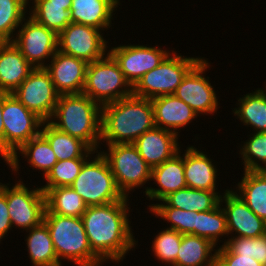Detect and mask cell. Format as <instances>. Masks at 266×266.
Instances as JSON below:
<instances>
[{"label": "cell", "instance_id": "cell-43", "mask_svg": "<svg viewBox=\"0 0 266 266\" xmlns=\"http://www.w3.org/2000/svg\"><path fill=\"white\" fill-rule=\"evenodd\" d=\"M52 3L58 4H72V0H50Z\"/></svg>", "mask_w": 266, "mask_h": 266}, {"label": "cell", "instance_id": "cell-9", "mask_svg": "<svg viewBox=\"0 0 266 266\" xmlns=\"http://www.w3.org/2000/svg\"><path fill=\"white\" fill-rule=\"evenodd\" d=\"M82 93L103 106L132 95L133 87L108 53L102 59L88 63Z\"/></svg>", "mask_w": 266, "mask_h": 266}, {"label": "cell", "instance_id": "cell-24", "mask_svg": "<svg viewBox=\"0 0 266 266\" xmlns=\"http://www.w3.org/2000/svg\"><path fill=\"white\" fill-rule=\"evenodd\" d=\"M34 67L12 41L0 42V91L12 94Z\"/></svg>", "mask_w": 266, "mask_h": 266}, {"label": "cell", "instance_id": "cell-42", "mask_svg": "<svg viewBox=\"0 0 266 266\" xmlns=\"http://www.w3.org/2000/svg\"><path fill=\"white\" fill-rule=\"evenodd\" d=\"M3 107H4V92L0 91V159L3 160L2 162L4 164V124L2 119Z\"/></svg>", "mask_w": 266, "mask_h": 266}, {"label": "cell", "instance_id": "cell-26", "mask_svg": "<svg viewBox=\"0 0 266 266\" xmlns=\"http://www.w3.org/2000/svg\"><path fill=\"white\" fill-rule=\"evenodd\" d=\"M239 182H232L231 189L247 206L266 222V171H242ZM233 186V188H232Z\"/></svg>", "mask_w": 266, "mask_h": 266}, {"label": "cell", "instance_id": "cell-40", "mask_svg": "<svg viewBox=\"0 0 266 266\" xmlns=\"http://www.w3.org/2000/svg\"><path fill=\"white\" fill-rule=\"evenodd\" d=\"M216 266H262L255 259L231 253L225 246L217 247Z\"/></svg>", "mask_w": 266, "mask_h": 266}, {"label": "cell", "instance_id": "cell-11", "mask_svg": "<svg viewBox=\"0 0 266 266\" xmlns=\"http://www.w3.org/2000/svg\"><path fill=\"white\" fill-rule=\"evenodd\" d=\"M212 63L205 56L186 74L174 95L189 105L200 118L201 116L215 117L221 103L219 94L211 78L207 76ZM211 67V68H210Z\"/></svg>", "mask_w": 266, "mask_h": 266}, {"label": "cell", "instance_id": "cell-5", "mask_svg": "<svg viewBox=\"0 0 266 266\" xmlns=\"http://www.w3.org/2000/svg\"><path fill=\"white\" fill-rule=\"evenodd\" d=\"M103 147L99 151L107 160L116 185L124 197L131 198L134 191L139 189H143L140 192L145 194L151 183V167L133 143L103 145Z\"/></svg>", "mask_w": 266, "mask_h": 266}, {"label": "cell", "instance_id": "cell-27", "mask_svg": "<svg viewBox=\"0 0 266 266\" xmlns=\"http://www.w3.org/2000/svg\"><path fill=\"white\" fill-rule=\"evenodd\" d=\"M24 241L31 266H63L58 258L46 223L25 231Z\"/></svg>", "mask_w": 266, "mask_h": 266}, {"label": "cell", "instance_id": "cell-39", "mask_svg": "<svg viewBox=\"0 0 266 266\" xmlns=\"http://www.w3.org/2000/svg\"><path fill=\"white\" fill-rule=\"evenodd\" d=\"M224 246L233 254L253 258L266 266V234L257 238L228 237Z\"/></svg>", "mask_w": 266, "mask_h": 266}, {"label": "cell", "instance_id": "cell-38", "mask_svg": "<svg viewBox=\"0 0 266 266\" xmlns=\"http://www.w3.org/2000/svg\"><path fill=\"white\" fill-rule=\"evenodd\" d=\"M163 228V229H162ZM159 228L160 231L154 234L151 249L153 258L155 261L158 260L160 262V266L162 265H171L174 264L177 255L179 252V248L182 241V234L177 232L176 230L168 229V228Z\"/></svg>", "mask_w": 266, "mask_h": 266}, {"label": "cell", "instance_id": "cell-30", "mask_svg": "<svg viewBox=\"0 0 266 266\" xmlns=\"http://www.w3.org/2000/svg\"><path fill=\"white\" fill-rule=\"evenodd\" d=\"M226 187L225 190L220 188V191L199 190L186 187L170 193L163 200L171 207L186 211H210L220 204L221 196L229 189V186Z\"/></svg>", "mask_w": 266, "mask_h": 266}, {"label": "cell", "instance_id": "cell-19", "mask_svg": "<svg viewBox=\"0 0 266 266\" xmlns=\"http://www.w3.org/2000/svg\"><path fill=\"white\" fill-rule=\"evenodd\" d=\"M88 63L80 58L57 51L45 69L49 72L59 95L82 93Z\"/></svg>", "mask_w": 266, "mask_h": 266}, {"label": "cell", "instance_id": "cell-22", "mask_svg": "<svg viewBox=\"0 0 266 266\" xmlns=\"http://www.w3.org/2000/svg\"><path fill=\"white\" fill-rule=\"evenodd\" d=\"M180 138L171 131L155 126L138 137L133 145L146 163L153 168L171 159L179 152L183 147L181 144H184Z\"/></svg>", "mask_w": 266, "mask_h": 266}, {"label": "cell", "instance_id": "cell-16", "mask_svg": "<svg viewBox=\"0 0 266 266\" xmlns=\"http://www.w3.org/2000/svg\"><path fill=\"white\" fill-rule=\"evenodd\" d=\"M229 237L257 238L266 234V222L259 218L231 187L221 196Z\"/></svg>", "mask_w": 266, "mask_h": 266}, {"label": "cell", "instance_id": "cell-15", "mask_svg": "<svg viewBox=\"0 0 266 266\" xmlns=\"http://www.w3.org/2000/svg\"><path fill=\"white\" fill-rule=\"evenodd\" d=\"M12 94L43 121L51 119L59 97L45 68H34Z\"/></svg>", "mask_w": 266, "mask_h": 266}, {"label": "cell", "instance_id": "cell-3", "mask_svg": "<svg viewBox=\"0 0 266 266\" xmlns=\"http://www.w3.org/2000/svg\"><path fill=\"white\" fill-rule=\"evenodd\" d=\"M102 106L84 93L59 95L49 122L62 132L99 151Z\"/></svg>", "mask_w": 266, "mask_h": 266}, {"label": "cell", "instance_id": "cell-28", "mask_svg": "<svg viewBox=\"0 0 266 266\" xmlns=\"http://www.w3.org/2000/svg\"><path fill=\"white\" fill-rule=\"evenodd\" d=\"M217 246L206 238L182 234V241L173 265L216 266Z\"/></svg>", "mask_w": 266, "mask_h": 266}, {"label": "cell", "instance_id": "cell-25", "mask_svg": "<svg viewBox=\"0 0 266 266\" xmlns=\"http://www.w3.org/2000/svg\"><path fill=\"white\" fill-rule=\"evenodd\" d=\"M266 81L263 87L251 90L240 97L236 98L235 106L232 109V114L235 117L234 121L240 122L244 129L250 128L247 132L261 133L266 132ZM265 87V88H264ZM242 124V125H241ZM252 129V131H251Z\"/></svg>", "mask_w": 266, "mask_h": 266}, {"label": "cell", "instance_id": "cell-6", "mask_svg": "<svg viewBox=\"0 0 266 266\" xmlns=\"http://www.w3.org/2000/svg\"><path fill=\"white\" fill-rule=\"evenodd\" d=\"M11 178L12 183L0 179V190L6 195L12 227L24 233L44 221L46 196L40 185Z\"/></svg>", "mask_w": 266, "mask_h": 266}, {"label": "cell", "instance_id": "cell-8", "mask_svg": "<svg viewBox=\"0 0 266 266\" xmlns=\"http://www.w3.org/2000/svg\"><path fill=\"white\" fill-rule=\"evenodd\" d=\"M174 49L156 68L144 74L133 86V94L146 99L174 94L186 74L202 59Z\"/></svg>", "mask_w": 266, "mask_h": 266}, {"label": "cell", "instance_id": "cell-12", "mask_svg": "<svg viewBox=\"0 0 266 266\" xmlns=\"http://www.w3.org/2000/svg\"><path fill=\"white\" fill-rule=\"evenodd\" d=\"M115 39V40H114ZM115 46L109 44V54L118 63L120 70L124 74L126 80L133 87L138 80L150 70L159 66L162 61L173 51L175 48H165V46L156 44L152 46L149 44H139L131 42L126 44H117L116 37L113 38ZM117 44V46H116Z\"/></svg>", "mask_w": 266, "mask_h": 266}, {"label": "cell", "instance_id": "cell-33", "mask_svg": "<svg viewBox=\"0 0 266 266\" xmlns=\"http://www.w3.org/2000/svg\"><path fill=\"white\" fill-rule=\"evenodd\" d=\"M195 235L208 239L217 247L226 244L229 234L220 204L210 211L196 212Z\"/></svg>", "mask_w": 266, "mask_h": 266}, {"label": "cell", "instance_id": "cell-7", "mask_svg": "<svg viewBox=\"0 0 266 266\" xmlns=\"http://www.w3.org/2000/svg\"><path fill=\"white\" fill-rule=\"evenodd\" d=\"M70 187L81 196L87 206L104 205L124 198L107 160L100 151H95L84 162Z\"/></svg>", "mask_w": 266, "mask_h": 266}, {"label": "cell", "instance_id": "cell-41", "mask_svg": "<svg viewBox=\"0 0 266 266\" xmlns=\"http://www.w3.org/2000/svg\"><path fill=\"white\" fill-rule=\"evenodd\" d=\"M13 230L6 202V195L0 190V244Z\"/></svg>", "mask_w": 266, "mask_h": 266}, {"label": "cell", "instance_id": "cell-17", "mask_svg": "<svg viewBox=\"0 0 266 266\" xmlns=\"http://www.w3.org/2000/svg\"><path fill=\"white\" fill-rule=\"evenodd\" d=\"M185 148L184 175L187 187L199 190L219 191V181L221 182L219 175L221 172L219 169L220 166L218 165L220 163L210 158L211 155L203 148L202 144L200 145V149L195 144L194 146L187 144Z\"/></svg>", "mask_w": 266, "mask_h": 266}, {"label": "cell", "instance_id": "cell-29", "mask_svg": "<svg viewBox=\"0 0 266 266\" xmlns=\"http://www.w3.org/2000/svg\"><path fill=\"white\" fill-rule=\"evenodd\" d=\"M40 134L48 141L58 161L89 158L95 152L85 142L60 131L49 121L42 123Z\"/></svg>", "mask_w": 266, "mask_h": 266}, {"label": "cell", "instance_id": "cell-37", "mask_svg": "<svg viewBox=\"0 0 266 266\" xmlns=\"http://www.w3.org/2000/svg\"><path fill=\"white\" fill-rule=\"evenodd\" d=\"M88 158H74L57 161L53 168L40 182V188L45 193L49 188L70 186L79 175L84 162ZM45 182V184H44Z\"/></svg>", "mask_w": 266, "mask_h": 266}, {"label": "cell", "instance_id": "cell-36", "mask_svg": "<svg viewBox=\"0 0 266 266\" xmlns=\"http://www.w3.org/2000/svg\"><path fill=\"white\" fill-rule=\"evenodd\" d=\"M28 7L29 0H0V42L13 40Z\"/></svg>", "mask_w": 266, "mask_h": 266}, {"label": "cell", "instance_id": "cell-13", "mask_svg": "<svg viewBox=\"0 0 266 266\" xmlns=\"http://www.w3.org/2000/svg\"><path fill=\"white\" fill-rule=\"evenodd\" d=\"M12 42L34 68H45L58 51V35L29 15L17 29Z\"/></svg>", "mask_w": 266, "mask_h": 266}, {"label": "cell", "instance_id": "cell-14", "mask_svg": "<svg viewBox=\"0 0 266 266\" xmlns=\"http://www.w3.org/2000/svg\"><path fill=\"white\" fill-rule=\"evenodd\" d=\"M104 34L91 26L70 23L58 34V51L87 63L94 62L109 53L111 39Z\"/></svg>", "mask_w": 266, "mask_h": 266}, {"label": "cell", "instance_id": "cell-18", "mask_svg": "<svg viewBox=\"0 0 266 266\" xmlns=\"http://www.w3.org/2000/svg\"><path fill=\"white\" fill-rule=\"evenodd\" d=\"M184 148L171 159L151 168V185L144 194L149 202L146 210H149L156 201L163 200L170 193L187 187L184 175ZM154 185V186H153ZM157 188H156V187Z\"/></svg>", "mask_w": 266, "mask_h": 266}, {"label": "cell", "instance_id": "cell-35", "mask_svg": "<svg viewBox=\"0 0 266 266\" xmlns=\"http://www.w3.org/2000/svg\"><path fill=\"white\" fill-rule=\"evenodd\" d=\"M148 211L145 213H151L159 221H167L164 228L176 230L181 234L195 235L196 211L171 207L164 200L155 203Z\"/></svg>", "mask_w": 266, "mask_h": 266}, {"label": "cell", "instance_id": "cell-10", "mask_svg": "<svg viewBox=\"0 0 266 266\" xmlns=\"http://www.w3.org/2000/svg\"><path fill=\"white\" fill-rule=\"evenodd\" d=\"M4 164L25 143L40 134L44 122L28 110L13 94L4 92Z\"/></svg>", "mask_w": 266, "mask_h": 266}, {"label": "cell", "instance_id": "cell-20", "mask_svg": "<svg viewBox=\"0 0 266 266\" xmlns=\"http://www.w3.org/2000/svg\"><path fill=\"white\" fill-rule=\"evenodd\" d=\"M20 156L22 158V163L27 162L24 163L25 167L27 164V171L30 172V169L32 168V170H34L32 172H42V178L47 175V173L53 168L54 164L58 161L48 141L41 134H39L38 136L32 138L27 143H25L5 163L7 169L11 172L10 175L15 176L16 179L21 181H23V177L22 175H20L22 173L21 167L23 166L20 165L22 164Z\"/></svg>", "mask_w": 266, "mask_h": 266}, {"label": "cell", "instance_id": "cell-4", "mask_svg": "<svg viewBox=\"0 0 266 266\" xmlns=\"http://www.w3.org/2000/svg\"><path fill=\"white\" fill-rule=\"evenodd\" d=\"M57 258L75 266H103L104 262L92 251L81 217L61 216L47 208L44 215Z\"/></svg>", "mask_w": 266, "mask_h": 266}, {"label": "cell", "instance_id": "cell-2", "mask_svg": "<svg viewBox=\"0 0 266 266\" xmlns=\"http://www.w3.org/2000/svg\"><path fill=\"white\" fill-rule=\"evenodd\" d=\"M155 127L151 99L134 94L102 106V145L133 143ZM104 143V144H103Z\"/></svg>", "mask_w": 266, "mask_h": 266}, {"label": "cell", "instance_id": "cell-23", "mask_svg": "<svg viewBox=\"0 0 266 266\" xmlns=\"http://www.w3.org/2000/svg\"><path fill=\"white\" fill-rule=\"evenodd\" d=\"M121 0H72V23L83 24L104 32L114 29L115 14L121 9ZM112 21L114 23H112ZM111 28V29H110Z\"/></svg>", "mask_w": 266, "mask_h": 266}, {"label": "cell", "instance_id": "cell-21", "mask_svg": "<svg viewBox=\"0 0 266 266\" xmlns=\"http://www.w3.org/2000/svg\"><path fill=\"white\" fill-rule=\"evenodd\" d=\"M155 126L171 131L180 137L181 131L195 125L199 115L174 94L162 95L151 99Z\"/></svg>", "mask_w": 266, "mask_h": 266}, {"label": "cell", "instance_id": "cell-32", "mask_svg": "<svg viewBox=\"0 0 266 266\" xmlns=\"http://www.w3.org/2000/svg\"><path fill=\"white\" fill-rule=\"evenodd\" d=\"M45 196L46 208L53 214L81 217L88 207L70 186L49 188Z\"/></svg>", "mask_w": 266, "mask_h": 266}, {"label": "cell", "instance_id": "cell-1", "mask_svg": "<svg viewBox=\"0 0 266 266\" xmlns=\"http://www.w3.org/2000/svg\"><path fill=\"white\" fill-rule=\"evenodd\" d=\"M133 198L88 206L81 216L91 249L105 264H122L127 254L138 248L139 239L131 226Z\"/></svg>", "mask_w": 266, "mask_h": 266}, {"label": "cell", "instance_id": "cell-31", "mask_svg": "<svg viewBox=\"0 0 266 266\" xmlns=\"http://www.w3.org/2000/svg\"><path fill=\"white\" fill-rule=\"evenodd\" d=\"M71 4L52 3L50 0H29L28 15L57 35L72 23Z\"/></svg>", "mask_w": 266, "mask_h": 266}, {"label": "cell", "instance_id": "cell-34", "mask_svg": "<svg viewBox=\"0 0 266 266\" xmlns=\"http://www.w3.org/2000/svg\"><path fill=\"white\" fill-rule=\"evenodd\" d=\"M250 133V134H249ZM247 139L236 143L243 171L266 170V132H248ZM239 152V153H238Z\"/></svg>", "mask_w": 266, "mask_h": 266}]
</instances>
